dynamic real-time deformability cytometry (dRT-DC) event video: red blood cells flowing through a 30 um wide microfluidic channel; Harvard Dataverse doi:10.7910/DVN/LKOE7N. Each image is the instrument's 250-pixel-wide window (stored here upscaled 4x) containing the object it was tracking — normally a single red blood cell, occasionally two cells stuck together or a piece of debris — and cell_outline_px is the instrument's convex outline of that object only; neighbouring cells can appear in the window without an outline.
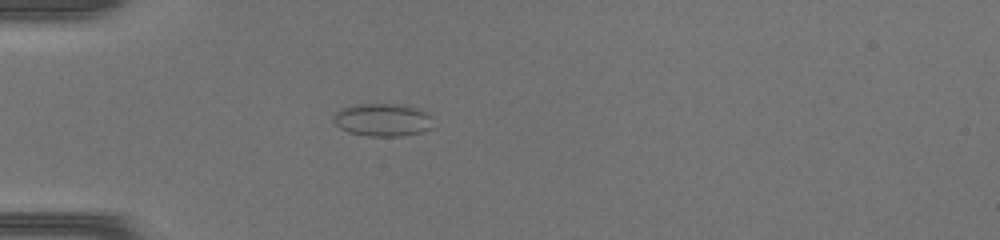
{"species": "common noctule bat (a hibernating species)", "species_latin": "Nyctalus noctula", "temperature_condition": "warm", "stored_images_in_passage": 14, "camera_frame_rate_fps": 3000, "um_per_image_px": 0.085, "animal": {"sex": "female", "body_mass_g": 17.0, "forearm_length_mm": 48.0}, "frame": {"image": 1, "passage_image": 1, "time_ms": 0.0, "image_size_px": [1000, 240], "cell_outline_px": [[432, 128], [420, 132], [400, 136], [368, 136], [348, 132], [340, 128], [332, 120], [332, 116], [340, 108], [352, 104], [408, 104], [420, 108], [432, 116]], "centroid_in_image_um": [32.52, 10.17], "position_along_channel_um": 52.5, "area_um2": 19.48}}
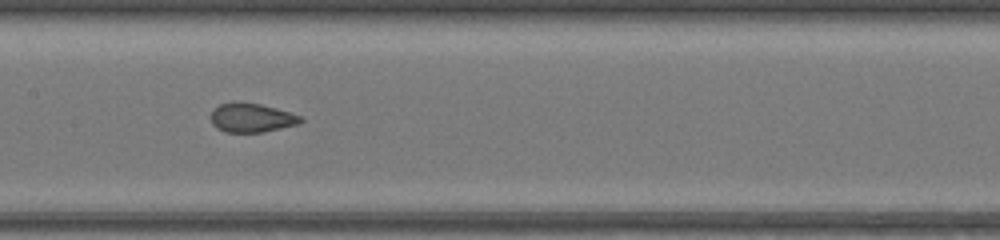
{"frame": {"image": 2, "passage_image": 11, "time_ms": 3.333, "image_size_px": [1000, 240], "cell_outline_px": [[304, 120], [300, 124], [264, 132], [224, 132], [216, 128], [212, 124], [212, 112], [220, 104], [236, 100], [260, 104], [276, 108], [300, 116]], "centroid_in_image_um": [21.39, 10.0], "position_along_channel_um": 186.0, "area_um2": 15.32}}
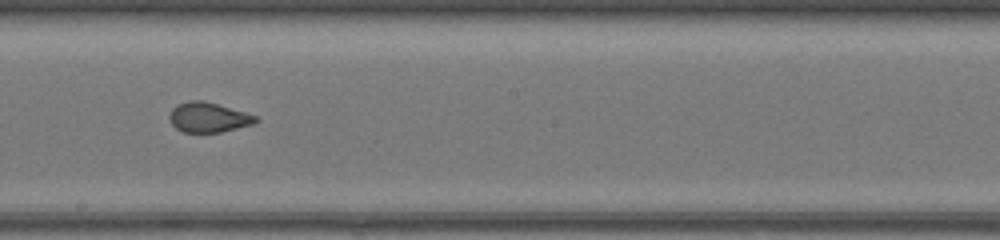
{"frame": {"image": 3, "passage_image": 14, "time_ms": 4.333, "image_size_px": [1000, 240], "cell_outline_px": [[260, 120], [252, 124], [220, 132], [184, 132], [176, 128], [172, 124], [168, 116], [172, 108], [176, 104], [188, 100], [204, 100], [244, 112], [256, 116]], "centroid_in_image_um": [17.67, 9.96], "position_along_channel_um": 230.5, "area_um2": 14.97}}